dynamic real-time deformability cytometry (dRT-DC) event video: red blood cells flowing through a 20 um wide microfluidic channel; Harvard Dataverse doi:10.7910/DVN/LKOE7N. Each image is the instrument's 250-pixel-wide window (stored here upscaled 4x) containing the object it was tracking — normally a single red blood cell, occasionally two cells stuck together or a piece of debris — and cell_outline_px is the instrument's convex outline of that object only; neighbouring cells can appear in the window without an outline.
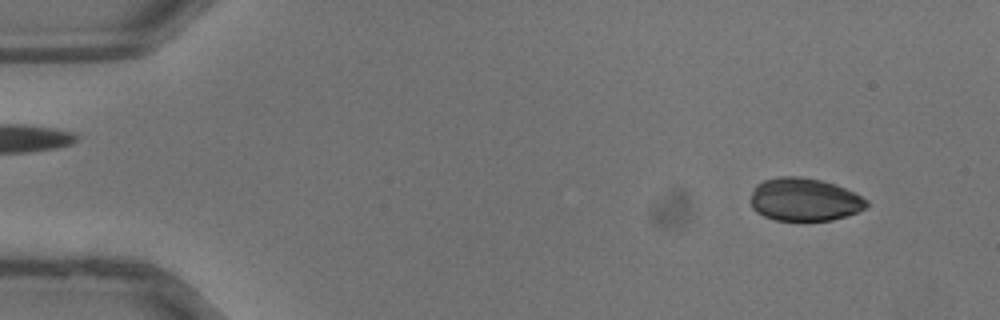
{"species": "common noctule bat (a hibernating species)", "species_latin": "Nyctalus noctula", "temperature_condition": "warm", "stored_images_in_passage": 36, "camera_frame_rate_fps": 3000, "um_per_image_px": 0.085, "animal": {"sex": "male", "body_mass_g": 13.3}, "frame": {"image": 1, "passage_image": 3, "time_ms": 0.667, "image_size_px": [1000, 320], "cell_outline_px": [[868, 204], [864, 208], [856, 212], [832, 220], [776, 220], [764, 216], [756, 212], [752, 208], [752, 188], [756, 184], [764, 180], [780, 176], [796, 176], [820, 180], [844, 188], [868, 200]], "centroid_in_image_um": [68.33, 16.96], "position_along_channel_um": 16.7, "area_um2": 28.67}}
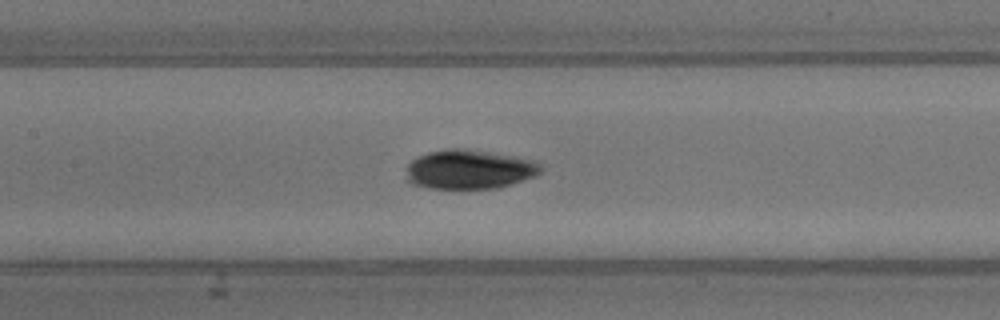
{"frame": {"image": 2, "passage_image": 17, "time_ms": 5.333, "image_size_px": [1000, 320], "cell_outline_px": [[544, 168], [536, 176], [512, 184], [496, 188], [428, 188], [412, 184], [404, 180], [404, 168], [416, 156], [428, 152], [444, 148], [464, 148], [536, 160]], "centroid_in_image_um": [39.83, 14.39], "position_along_channel_um": 167.6, "area_um2": 31.33}}
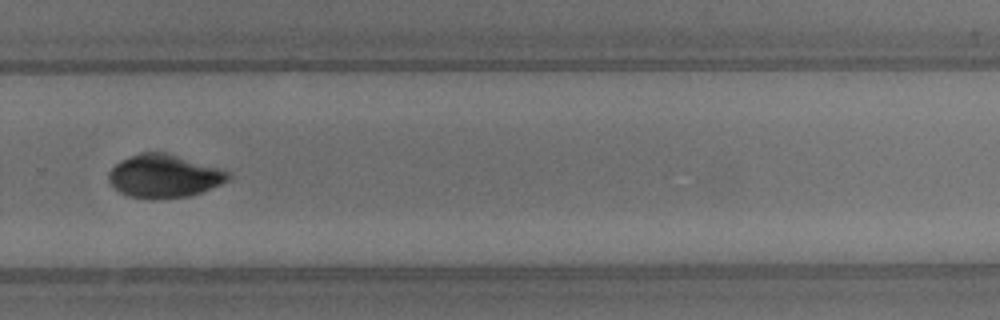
{"frame": {"image": 3, "passage_image": 25, "time_ms": 8.0, "image_size_px": [1000, 320], "cell_outline_px": [[232, 176], [228, 180], [220, 184], [200, 192], [188, 196], [128, 196], [120, 192], [108, 180], [108, 172], [120, 160], [140, 152], [164, 152], [220, 168], [228, 172]], "centroid_in_image_um": [13.94, 14.92], "position_along_channel_um": 315.9, "area_um2": 29.07}}